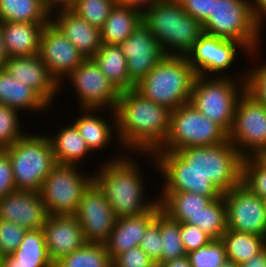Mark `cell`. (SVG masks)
Masks as SVG:
<instances>
[{"label":"cell","instance_id":"9c48e42d","mask_svg":"<svg viewBox=\"0 0 266 267\" xmlns=\"http://www.w3.org/2000/svg\"><path fill=\"white\" fill-rule=\"evenodd\" d=\"M79 166L57 163L44 179L39 194L48 215H75L94 174L81 173Z\"/></svg>","mask_w":266,"mask_h":267},{"label":"cell","instance_id":"8d00e7d4","mask_svg":"<svg viewBox=\"0 0 266 267\" xmlns=\"http://www.w3.org/2000/svg\"><path fill=\"white\" fill-rule=\"evenodd\" d=\"M191 267H221L227 260L221 239H212L207 245L187 253Z\"/></svg>","mask_w":266,"mask_h":267},{"label":"cell","instance_id":"277c9868","mask_svg":"<svg viewBox=\"0 0 266 267\" xmlns=\"http://www.w3.org/2000/svg\"><path fill=\"white\" fill-rule=\"evenodd\" d=\"M142 21L166 56H186L204 34L203 24L187 14L178 0H161L142 13Z\"/></svg>","mask_w":266,"mask_h":267},{"label":"cell","instance_id":"f1b7e54d","mask_svg":"<svg viewBox=\"0 0 266 267\" xmlns=\"http://www.w3.org/2000/svg\"><path fill=\"white\" fill-rule=\"evenodd\" d=\"M93 59L120 92L135 89V85L129 80L127 59L120 45L102 44Z\"/></svg>","mask_w":266,"mask_h":267},{"label":"cell","instance_id":"db71d44e","mask_svg":"<svg viewBox=\"0 0 266 267\" xmlns=\"http://www.w3.org/2000/svg\"><path fill=\"white\" fill-rule=\"evenodd\" d=\"M255 158L264 166L266 167V149L260 151Z\"/></svg>","mask_w":266,"mask_h":267},{"label":"cell","instance_id":"cb8c5ba5","mask_svg":"<svg viewBox=\"0 0 266 267\" xmlns=\"http://www.w3.org/2000/svg\"><path fill=\"white\" fill-rule=\"evenodd\" d=\"M48 23L1 22L4 46L9 57L39 54L40 39Z\"/></svg>","mask_w":266,"mask_h":267},{"label":"cell","instance_id":"83f0119b","mask_svg":"<svg viewBox=\"0 0 266 267\" xmlns=\"http://www.w3.org/2000/svg\"><path fill=\"white\" fill-rule=\"evenodd\" d=\"M57 134L48 135L52 143L56 162L79 166L82 160L91 153L84 138L79 133L77 127L71 122L66 126H61Z\"/></svg>","mask_w":266,"mask_h":267},{"label":"cell","instance_id":"d4e9b609","mask_svg":"<svg viewBox=\"0 0 266 267\" xmlns=\"http://www.w3.org/2000/svg\"><path fill=\"white\" fill-rule=\"evenodd\" d=\"M0 104L18 111L34 113L50 110L51 107L35 90L17 82L5 68L0 69Z\"/></svg>","mask_w":266,"mask_h":267},{"label":"cell","instance_id":"4fadbf2b","mask_svg":"<svg viewBox=\"0 0 266 267\" xmlns=\"http://www.w3.org/2000/svg\"><path fill=\"white\" fill-rule=\"evenodd\" d=\"M66 79L76 93L80 109L115 110L120 91L101 72L93 58L85 59Z\"/></svg>","mask_w":266,"mask_h":267},{"label":"cell","instance_id":"74e56055","mask_svg":"<svg viewBox=\"0 0 266 267\" xmlns=\"http://www.w3.org/2000/svg\"><path fill=\"white\" fill-rule=\"evenodd\" d=\"M19 113L16 109L0 104V149L10 147L26 135L20 125Z\"/></svg>","mask_w":266,"mask_h":267},{"label":"cell","instance_id":"603a6c76","mask_svg":"<svg viewBox=\"0 0 266 267\" xmlns=\"http://www.w3.org/2000/svg\"><path fill=\"white\" fill-rule=\"evenodd\" d=\"M160 211L161 206L158 202L150 211L142 215L117 218L108 241L105 243L111 260L130 248L139 246L148 225Z\"/></svg>","mask_w":266,"mask_h":267},{"label":"cell","instance_id":"c3c4849f","mask_svg":"<svg viewBox=\"0 0 266 267\" xmlns=\"http://www.w3.org/2000/svg\"><path fill=\"white\" fill-rule=\"evenodd\" d=\"M251 5L255 23L263 30L266 20V0H251Z\"/></svg>","mask_w":266,"mask_h":267},{"label":"cell","instance_id":"9a60e30c","mask_svg":"<svg viewBox=\"0 0 266 267\" xmlns=\"http://www.w3.org/2000/svg\"><path fill=\"white\" fill-rule=\"evenodd\" d=\"M86 243L105 244L115 226L117 217L104 193L93 182L84 192L75 214Z\"/></svg>","mask_w":266,"mask_h":267},{"label":"cell","instance_id":"2e32d148","mask_svg":"<svg viewBox=\"0 0 266 267\" xmlns=\"http://www.w3.org/2000/svg\"><path fill=\"white\" fill-rule=\"evenodd\" d=\"M38 55L60 85V93L64 79L85 60L79 50L51 21L43 29Z\"/></svg>","mask_w":266,"mask_h":267},{"label":"cell","instance_id":"7402d4cb","mask_svg":"<svg viewBox=\"0 0 266 267\" xmlns=\"http://www.w3.org/2000/svg\"><path fill=\"white\" fill-rule=\"evenodd\" d=\"M81 110L80 116L72 123L77 127L91 152L104 150L109 143L112 145L111 142H114L112 141L114 138H116V145L121 146L117 136L116 114L114 110L108 111V109L92 108H82ZM100 110L103 112L107 110L110 113V122L105 115L98 114L101 112Z\"/></svg>","mask_w":266,"mask_h":267},{"label":"cell","instance_id":"816d5d0a","mask_svg":"<svg viewBox=\"0 0 266 267\" xmlns=\"http://www.w3.org/2000/svg\"><path fill=\"white\" fill-rule=\"evenodd\" d=\"M158 265L160 267H191L187 256L180 258V259H174V260H169L166 262H161Z\"/></svg>","mask_w":266,"mask_h":267},{"label":"cell","instance_id":"ee69618b","mask_svg":"<svg viewBox=\"0 0 266 267\" xmlns=\"http://www.w3.org/2000/svg\"><path fill=\"white\" fill-rule=\"evenodd\" d=\"M153 265L155 263L139 246L130 248L112 260V267H152Z\"/></svg>","mask_w":266,"mask_h":267},{"label":"cell","instance_id":"d590c367","mask_svg":"<svg viewBox=\"0 0 266 267\" xmlns=\"http://www.w3.org/2000/svg\"><path fill=\"white\" fill-rule=\"evenodd\" d=\"M115 6L116 0H76L71 10L100 30Z\"/></svg>","mask_w":266,"mask_h":267},{"label":"cell","instance_id":"e575fe53","mask_svg":"<svg viewBox=\"0 0 266 267\" xmlns=\"http://www.w3.org/2000/svg\"><path fill=\"white\" fill-rule=\"evenodd\" d=\"M159 228L162 238V262L187 256L180 237V222L173 221L160 211Z\"/></svg>","mask_w":266,"mask_h":267},{"label":"cell","instance_id":"8fae6325","mask_svg":"<svg viewBox=\"0 0 266 267\" xmlns=\"http://www.w3.org/2000/svg\"><path fill=\"white\" fill-rule=\"evenodd\" d=\"M228 138L244 158L266 149V106L246 90L237 102Z\"/></svg>","mask_w":266,"mask_h":267},{"label":"cell","instance_id":"5bb4252c","mask_svg":"<svg viewBox=\"0 0 266 267\" xmlns=\"http://www.w3.org/2000/svg\"><path fill=\"white\" fill-rule=\"evenodd\" d=\"M223 198L228 229L266 237V211L261 197L241 182Z\"/></svg>","mask_w":266,"mask_h":267},{"label":"cell","instance_id":"680465c9","mask_svg":"<svg viewBox=\"0 0 266 267\" xmlns=\"http://www.w3.org/2000/svg\"><path fill=\"white\" fill-rule=\"evenodd\" d=\"M152 267H160L158 264L153 265Z\"/></svg>","mask_w":266,"mask_h":267},{"label":"cell","instance_id":"ac0fdd59","mask_svg":"<svg viewBox=\"0 0 266 267\" xmlns=\"http://www.w3.org/2000/svg\"><path fill=\"white\" fill-rule=\"evenodd\" d=\"M47 217L39 192L16 190L0 199V219L27 230L43 228Z\"/></svg>","mask_w":266,"mask_h":267},{"label":"cell","instance_id":"e0dca14e","mask_svg":"<svg viewBox=\"0 0 266 267\" xmlns=\"http://www.w3.org/2000/svg\"><path fill=\"white\" fill-rule=\"evenodd\" d=\"M127 59L129 80L137 85L165 56L149 28L141 24L120 44Z\"/></svg>","mask_w":266,"mask_h":267},{"label":"cell","instance_id":"11a10c76","mask_svg":"<svg viewBox=\"0 0 266 267\" xmlns=\"http://www.w3.org/2000/svg\"><path fill=\"white\" fill-rule=\"evenodd\" d=\"M221 267H240V265L233 261L226 260Z\"/></svg>","mask_w":266,"mask_h":267},{"label":"cell","instance_id":"9f6ffc18","mask_svg":"<svg viewBox=\"0 0 266 267\" xmlns=\"http://www.w3.org/2000/svg\"><path fill=\"white\" fill-rule=\"evenodd\" d=\"M5 257V254L3 253L2 249H1V246H0V267L2 265V262H3V258Z\"/></svg>","mask_w":266,"mask_h":267},{"label":"cell","instance_id":"f907efd6","mask_svg":"<svg viewBox=\"0 0 266 267\" xmlns=\"http://www.w3.org/2000/svg\"><path fill=\"white\" fill-rule=\"evenodd\" d=\"M240 267H266V248L246 262L240 264Z\"/></svg>","mask_w":266,"mask_h":267},{"label":"cell","instance_id":"b9f144b4","mask_svg":"<svg viewBox=\"0 0 266 267\" xmlns=\"http://www.w3.org/2000/svg\"><path fill=\"white\" fill-rule=\"evenodd\" d=\"M246 72V91L266 106V61Z\"/></svg>","mask_w":266,"mask_h":267},{"label":"cell","instance_id":"f6af8a7d","mask_svg":"<svg viewBox=\"0 0 266 267\" xmlns=\"http://www.w3.org/2000/svg\"><path fill=\"white\" fill-rule=\"evenodd\" d=\"M16 191V184L10 159L4 149H0V199Z\"/></svg>","mask_w":266,"mask_h":267},{"label":"cell","instance_id":"484cf974","mask_svg":"<svg viewBox=\"0 0 266 267\" xmlns=\"http://www.w3.org/2000/svg\"><path fill=\"white\" fill-rule=\"evenodd\" d=\"M42 228L27 230L19 248L5 255L1 267H54Z\"/></svg>","mask_w":266,"mask_h":267},{"label":"cell","instance_id":"f546056e","mask_svg":"<svg viewBox=\"0 0 266 267\" xmlns=\"http://www.w3.org/2000/svg\"><path fill=\"white\" fill-rule=\"evenodd\" d=\"M141 22V12L116 4L100 29L102 44L120 45Z\"/></svg>","mask_w":266,"mask_h":267},{"label":"cell","instance_id":"681fc988","mask_svg":"<svg viewBox=\"0 0 266 267\" xmlns=\"http://www.w3.org/2000/svg\"><path fill=\"white\" fill-rule=\"evenodd\" d=\"M158 1L161 0H116V4L143 13Z\"/></svg>","mask_w":266,"mask_h":267},{"label":"cell","instance_id":"836d02e7","mask_svg":"<svg viewBox=\"0 0 266 267\" xmlns=\"http://www.w3.org/2000/svg\"><path fill=\"white\" fill-rule=\"evenodd\" d=\"M196 226L212 239H221L227 230L226 204L223 196L214 199L196 216Z\"/></svg>","mask_w":266,"mask_h":267},{"label":"cell","instance_id":"3957f363","mask_svg":"<svg viewBox=\"0 0 266 267\" xmlns=\"http://www.w3.org/2000/svg\"><path fill=\"white\" fill-rule=\"evenodd\" d=\"M124 152V154H123ZM131 153L121 151L119 156L102 162L94 174V183L104 193L116 217L139 216L150 211L158 199L144 196V174Z\"/></svg>","mask_w":266,"mask_h":267},{"label":"cell","instance_id":"6f0895ef","mask_svg":"<svg viewBox=\"0 0 266 267\" xmlns=\"http://www.w3.org/2000/svg\"><path fill=\"white\" fill-rule=\"evenodd\" d=\"M262 200H263V204H264V209L266 211V196L265 197H262Z\"/></svg>","mask_w":266,"mask_h":267},{"label":"cell","instance_id":"4316f807","mask_svg":"<svg viewBox=\"0 0 266 267\" xmlns=\"http://www.w3.org/2000/svg\"><path fill=\"white\" fill-rule=\"evenodd\" d=\"M161 211L170 219L196 226V216L214 199L191 192H160Z\"/></svg>","mask_w":266,"mask_h":267},{"label":"cell","instance_id":"7a4b0ae2","mask_svg":"<svg viewBox=\"0 0 266 267\" xmlns=\"http://www.w3.org/2000/svg\"><path fill=\"white\" fill-rule=\"evenodd\" d=\"M120 149L135 156L154 153L165 142L171 110L143 97L135 89L124 90L115 108ZM137 152V153H136Z\"/></svg>","mask_w":266,"mask_h":267},{"label":"cell","instance_id":"7dc6e473","mask_svg":"<svg viewBox=\"0 0 266 267\" xmlns=\"http://www.w3.org/2000/svg\"><path fill=\"white\" fill-rule=\"evenodd\" d=\"M75 2L76 0H42V5L52 16L55 12L72 9Z\"/></svg>","mask_w":266,"mask_h":267},{"label":"cell","instance_id":"7bdbcfd3","mask_svg":"<svg viewBox=\"0 0 266 267\" xmlns=\"http://www.w3.org/2000/svg\"><path fill=\"white\" fill-rule=\"evenodd\" d=\"M180 237L186 253L207 245L212 238L195 225L180 223Z\"/></svg>","mask_w":266,"mask_h":267},{"label":"cell","instance_id":"5b68a950","mask_svg":"<svg viewBox=\"0 0 266 267\" xmlns=\"http://www.w3.org/2000/svg\"><path fill=\"white\" fill-rule=\"evenodd\" d=\"M196 76L186 56H165L135 85V90L173 111L190 102Z\"/></svg>","mask_w":266,"mask_h":267},{"label":"cell","instance_id":"52a82bcc","mask_svg":"<svg viewBox=\"0 0 266 267\" xmlns=\"http://www.w3.org/2000/svg\"><path fill=\"white\" fill-rule=\"evenodd\" d=\"M11 162L16 190L39 192L57 164L52 143L44 133L27 134L4 149Z\"/></svg>","mask_w":266,"mask_h":267},{"label":"cell","instance_id":"d6986e66","mask_svg":"<svg viewBox=\"0 0 266 267\" xmlns=\"http://www.w3.org/2000/svg\"><path fill=\"white\" fill-rule=\"evenodd\" d=\"M42 230L45 245L54 264L86 244L75 215H48Z\"/></svg>","mask_w":266,"mask_h":267},{"label":"cell","instance_id":"f35d334b","mask_svg":"<svg viewBox=\"0 0 266 267\" xmlns=\"http://www.w3.org/2000/svg\"><path fill=\"white\" fill-rule=\"evenodd\" d=\"M242 183L259 197L266 196V167L255 157L243 159Z\"/></svg>","mask_w":266,"mask_h":267},{"label":"cell","instance_id":"30bf717a","mask_svg":"<svg viewBox=\"0 0 266 267\" xmlns=\"http://www.w3.org/2000/svg\"><path fill=\"white\" fill-rule=\"evenodd\" d=\"M227 138L228 134L218 124L206 118L191 103H186L171 111L168 136L157 151L211 146Z\"/></svg>","mask_w":266,"mask_h":267},{"label":"cell","instance_id":"ffe728a7","mask_svg":"<svg viewBox=\"0 0 266 267\" xmlns=\"http://www.w3.org/2000/svg\"><path fill=\"white\" fill-rule=\"evenodd\" d=\"M17 82L35 90L50 106L60 91V85L51 76L39 55L9 57L4 67Z\"/></svg>","mask_w":266,"mask_h":267},{"label":"cell","instance_id":"f5cc1de1","mask_svg":"<svg viewBox=\"0 0 266 267\" xmlns=\"http://www.w3.org/2000/svg\"><path fill=\"white\" fill-rule=\"evenodd\" d=\"M8 58L9 56L7 55V52L4 46L3 32H2L1 22H0V69L5 67V63L8 60Z\"/></svg>","mask_w":266,"mask_h":267},{"label":"cell","instance_id":"8992f818","mask_svg":"<svg viewBox=\"0 0 266 267\" xmlns=\"http://www.w3.org/2000/svg\"><path fill=\"white\" fill-rule=\"evenodd\" d=\"M241 74L238 72L237 79L232 75H197L192 88L189 103L227 134L232 129L237 102L246 90V71L243 70Z\"/></svg>","mask_w":266,"mask_h":267},{"label":"cell","instance_id":"44dd1931","mask_svg":"<svg viewBox=\"0 0 266 267\" xmlns=\"http://www.w3.org/2000/svg\"><path fill=\"white\" fill-rule=\"evenodd\" d=\"M50 21L85 59L93 58L100 49L102 45L100 30L90 25L71 9L55 12Z\"/></svg>","mask_w":266,"mask_h":267},{"label":"cell","instance_id":"ba28073f","mask_svg":"<svg viewBox=\"0 0 266 267\" xmlns=\"http://www.w3.org/2000/svg\"><path fill=\"white\" fill-rule=\"evenodd\" d=\"M204 33L242 43L250 52L260 49L262 29L255 23L251 0H213Z\"/></svg>","mask_w":266,"mask_h":267},{"label":"cell","instance_id":"6da1fadb","mask_svg":"<svg viewBox=\"0 0 266 267\" xmlns=\"http://www.w3.org/2000/svg\"><path fill=\"white\" fill-rule=\"evenodd\" d=\"M163 176L162 192H191L218 199L242 182L244 157L229 138L211 146L141 153Z\"/></svg>","mask_w":266,"mask_h":267},{"label":"cell","instance_id":"4dcf8cb0","mask_svg":"<svg viewBox=\"0 0 266 267\" xmlns=\"http://www.w3.org/2000/svg\"><path fill=\"white\" fill-rule=\"evenodd\" d=\"M227 260L239 265L266 248V237L228 229L222 235Z\"/></svg>","mask_w":266,"mask_h":267},{"label":"cell","instance_id":"7c38bea8","mask_svg":"<svg viewBox=\"0 0 266 267\" xmlns=\"http://www.w3.org/2000/svg\"><path fill=\"white\" fill-rule=\"evenodd\" d=\"M240 49L250 58L260 52L257 51L259 49L250 52L242 43L204 33L186 57L196 75L214 76L216 73L215 76L226 77L229 76L226 72L234 65Z\"/></svg>","mask_w":266,"mask_h":267},{"label":"cell","instance_id":"bcb514c9","mask_svg":"<svg viewBox=\"0 0 266 267\" xmlns=\"http://www.w3.org/2000/svg\"><path fill=\"white\" fill-rule=\"evenodd\" d=\"M182 9L202 24L212 15L213 0H178Z\"/></svg>","mask_w":266,"mask_h":267},{"label":"cell","instance_id":"1f68e13d","mask_svg":"<svg viewBox=\"0 0 266 267\" xmlns=\"http://www.w3.org/2000/svg\"><path fill=\"white\" fill-rule=\"evenodd\" d=\"M42 0H0V22L49 23Z\"/></svg>","mask_w":266,"mask_h":267},{"label":"cell","instance_id":"ab89813d","mask_svg":"<svg viewBox=\"0 0 266 267\" xmlns=\"http://www.w3.org/2000/svg\"><path fill=\"white\" fill-rule=\"evenodd\" d=\"M139 247H141L155 264L162 262V238L159 228V213L148 225L145 234L141 238Z\"/></svg>","mask_w":266,"mask_h":267},{"label":"cell","instance_id":"d6a6232c","mask_svg":"<svg viewBox=\"0 0 266 267\" xmlns=\"http://www.w3.org/2000/svg\"><path fill=\"white\" fill-rule=\"evenodd\" d=\"M56 267H112L105 244L86 243L55 263Z\"/></svg>","mask_w":266,"mask_h":267},{"label":"cell","instance_id":"60d3db41","mask_svg":"<svg viewBox=\"0 0 266 267\" xmlns=\"http://www.w3.org/2000/svg\"><path fill=\"white\" fill-rule=\"evenodd\" d=\"M27 229L0 219V246L5 255L12 254L23 241Z\"/></svg>","mask_w":266,"mask_h":267}]
</instances>
